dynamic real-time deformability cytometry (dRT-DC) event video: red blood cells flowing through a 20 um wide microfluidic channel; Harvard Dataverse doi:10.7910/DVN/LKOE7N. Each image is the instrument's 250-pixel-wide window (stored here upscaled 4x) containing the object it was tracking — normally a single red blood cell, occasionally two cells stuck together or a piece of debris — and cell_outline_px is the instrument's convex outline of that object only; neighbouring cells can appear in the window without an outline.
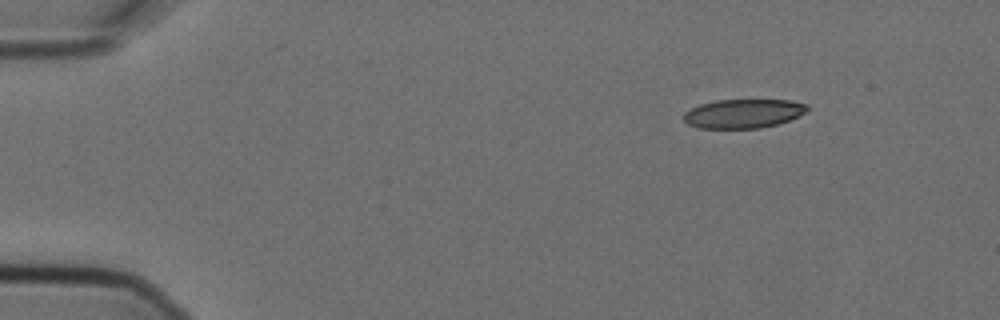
{"species": "Egyptian fruit bat (a non-hibernating species)", "species_latin": "Rousettus aegyptiacus", "temperature_condition": "cold", "stored_images_in_passage": 4, "camera_frame_rate_fps": 3000, "um_per_image_px": 0.085, "animal": {"sex": "female"}, "frame": {"image": 1, "passage_image": 1, "time_ms": 0.0, "image_size_px": [1000, 320], "cell_outline_px": [[808, 108], [804, 112], [788, 120], [776, 124], [760, 128], [696, 128], [688, 124], [684, 120], [684, 112], [700, 104], [716, 100], [792, 100], [808, 104]], "centroid_in_image_um": [63.15, 9.65], "position_along_channel_um": 21.8, "area_um2": 20.75}}
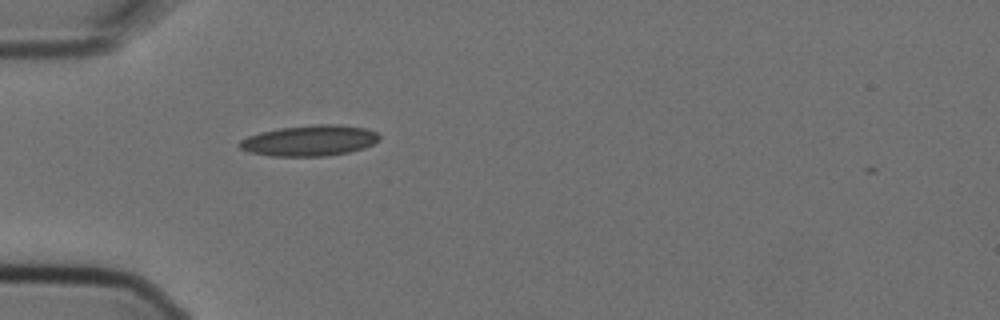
{"frame": {"image": 2, "passage_image": 4, "time_ms": 1.0, "image_size_px": [1000, 320], "cell_outline_px": [[380, 140], [364, 148], [348, 152], [324, 156], [272, 156], [248, 152], [240, 148], [236, 144], [240, 140], [248, 136], [260, 132], [280, 128], [316, 124], [336, 124], [368, 128], [376, 132], [380, 136]], "centroid_in_image_um": [26.31, 11.94], "position_along_channel_um": 58.7, "area_um2": 25.2}}